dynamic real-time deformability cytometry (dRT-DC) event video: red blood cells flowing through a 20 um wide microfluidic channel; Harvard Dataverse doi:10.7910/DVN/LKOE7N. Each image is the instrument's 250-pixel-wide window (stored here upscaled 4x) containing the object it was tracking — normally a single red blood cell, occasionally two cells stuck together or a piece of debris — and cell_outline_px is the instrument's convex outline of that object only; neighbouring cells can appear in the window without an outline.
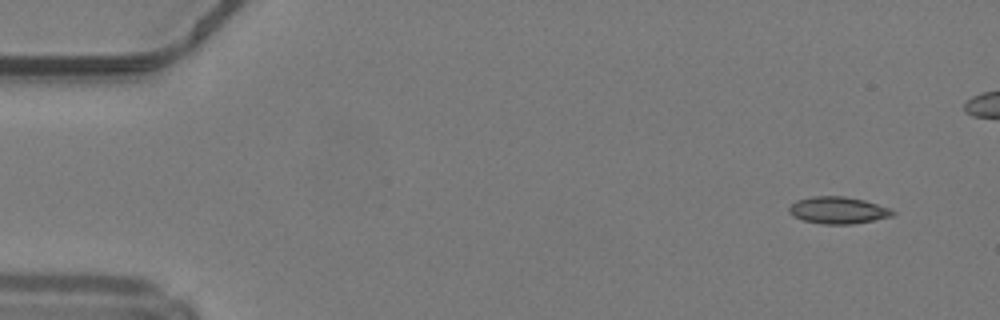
{"species": "common noctule bat (a hibernating species)", "species_latin": "Nyctalus noctula", "temperature_condition": "warm", "stored_images_in_passage": 42, "camera_frame_rate_fps": 3000, "um_per_image_px": 0.085, "animal": {"sex": "male", "body_mass_g": 19.2, "forearm_length_mm": 51.8}, "frame": {"image": 1, "passage_image": 1, "time_ms": 0.0, "image_size_px": [1000, 320], "cell_outline_px": [[896, 212], [892, 216], [852, 224], [824, 224], [804, 220], [792, 216], [788, 212], [788, 208], [796, 200], [812, 196], [844, 196], [864, 200], [892, 208]], "centroid_in_image_um": [71.23, 17.86], "position_along_channel_um": 13.8, "area_um2": 16.3}}
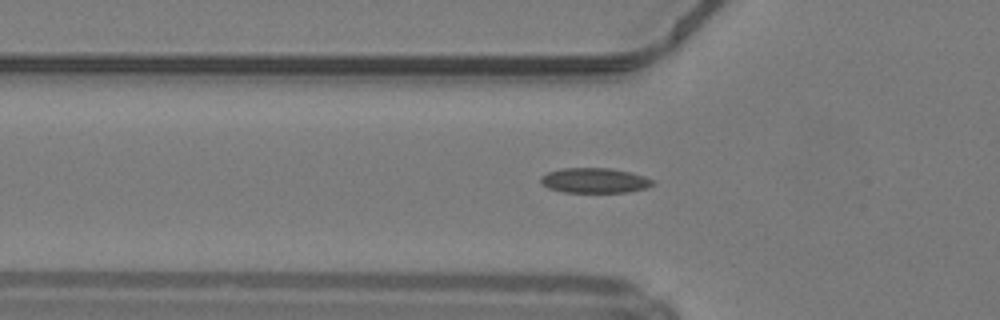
{"frame": {"image": 2, "passage_image": 14, "time_ms": 4.333, "image_size_px": [1000, 320], "cell_outline_px": [[656, 184], [648, 188], [628, 192], [564, 192], [548, 188], [540, 180], [540, 176], [548, 172], [564, 168], [612, 168], [644, 176], [652, 180]], "centroid_in_image_um": [50.56, 15.34], "position_along_channel_um": 75.2, "area_um2": 16.3}}
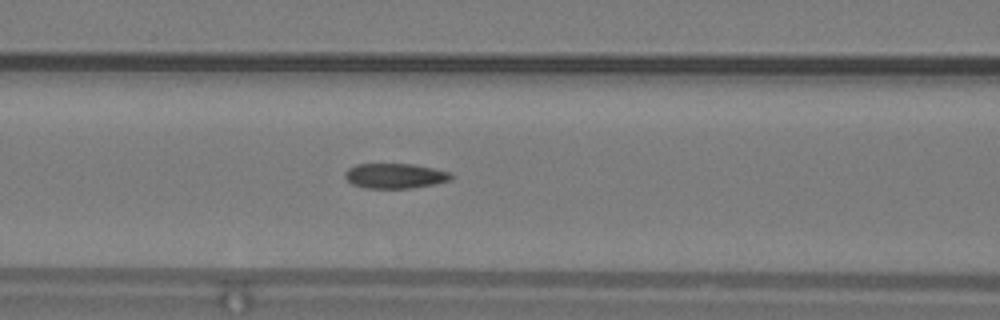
{"frame": {"image": 3, "passage_image": 18, "time_ms": 5.667, "image_size_px": [1000, 320], "cell_outline_px": [[456, 176], [452, 180], [436, 184], [412, 188], [364, 188], [352, 184], [344, 176], [344, 172], [348, 168], [356, 164], [416, 164], [452, 172]], "centroid_in_image_um": [33.64, 14.95], "position_along_channel_um": 133.0, "area_um2": 15.84}, "authors_computed_cell_mechanics": {"area_um2": 16.0684, "velocity_mm_per_s": 4.2433, "shape_relaxation_time_tau1_ms": null, "shape_relaxation_time_tau2_ms": 3.9007, "deformation_change_tau1": null, "deformation_change_tau2": 0.0991}}